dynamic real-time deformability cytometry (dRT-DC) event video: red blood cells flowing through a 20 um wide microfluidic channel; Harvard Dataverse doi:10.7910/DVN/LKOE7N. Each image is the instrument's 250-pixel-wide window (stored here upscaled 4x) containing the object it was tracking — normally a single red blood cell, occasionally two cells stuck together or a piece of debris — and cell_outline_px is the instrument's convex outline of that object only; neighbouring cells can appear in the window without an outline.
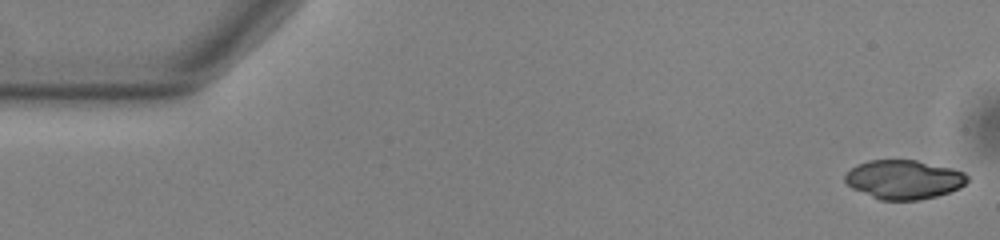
{"species": "common noctule bat (a hibernating species)", "species_latin": "Nyctalus noctula", "temperature_condition": "warm", "stored_images_in_passage": 53, "segment_of_instrument_passage": [1, 2], "camera_frame_rate_fps": 3000, "um_per_image_px": 0.085, "animal": {"sex": "male", "body_mass_g": 13.0, "forearm_length_mm": 53.1}, "frame": {"image": 1, "passage_image": 1, "time_ms": 0.0, "image_size_px": [1000, 240], "cell_outline_px": [[968, 180], [960, 188], [936, 196], [916, 200], [880, 200], [852, 188], [844, 180], [844, 176], [856, 164], [868, 160], [916, 160], [952, 168], [964, 172], [968, 176]], "centroid_in_image_um": [76.82, 15.25], "position_along_channel_um": 8.2, "area_um2": 27.74}}
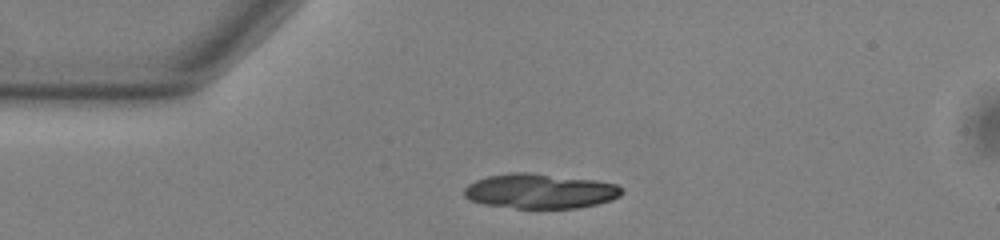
{"frame": {"image": 2, "passage_image": 12, "time_ms": 3.667, "image_size_px": [1000, 240], "cell_outline_px": [[624, 192], [620, 196], [612, 200], [596, 204], [576, 208], [516, 208], [484, 204], [472, 200], [464, 196], [464, 188], [468, 184], [476, 180], [488, 176], [512, 172], [528, 172], [596, 180], [616, 184]], "centroid_in_image_um": [45.91, 16.24], "position_along_channel_um": 39.1, "area_um2": 31.91}}